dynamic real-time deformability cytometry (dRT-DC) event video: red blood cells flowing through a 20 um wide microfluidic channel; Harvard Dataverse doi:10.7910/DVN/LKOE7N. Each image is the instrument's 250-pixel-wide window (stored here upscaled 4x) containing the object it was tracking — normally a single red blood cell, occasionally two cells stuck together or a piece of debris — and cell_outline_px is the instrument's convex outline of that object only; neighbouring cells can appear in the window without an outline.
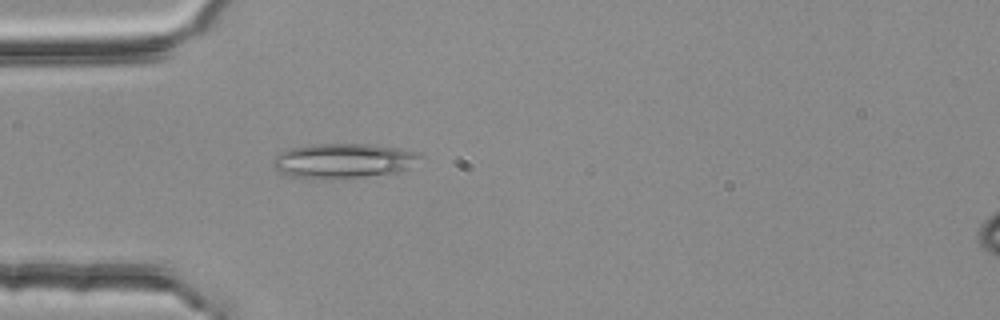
{"species": "common noctule bat (a hibernating species)", "species_latin": "Nyctalus noctula", "temperature_condition": "room temperature", "stored_images_in_passage": 3, "camera_frame_rate_fps": 3000, "um_per_image_px": 0.085, "animal": {"sex": "female", "body_mass_g": 25.1}, "frame": {"image": 1, "passage_image": 3, "time_ms": 0.667, "image_size_px": [1000, 320], "cell_outline_px": [[424, 156], [404, 172], [364, 176], [292, 176], [280, 172], [272, 164], [272, 160], [280, 152], [288, 148], [308, 144], [368, 144], [396, 148], [420, 152]], "centroid_in_image_um": [29.26, 13.62], "position_along_channel_um": 55.7, "area_um2": 29.13}}